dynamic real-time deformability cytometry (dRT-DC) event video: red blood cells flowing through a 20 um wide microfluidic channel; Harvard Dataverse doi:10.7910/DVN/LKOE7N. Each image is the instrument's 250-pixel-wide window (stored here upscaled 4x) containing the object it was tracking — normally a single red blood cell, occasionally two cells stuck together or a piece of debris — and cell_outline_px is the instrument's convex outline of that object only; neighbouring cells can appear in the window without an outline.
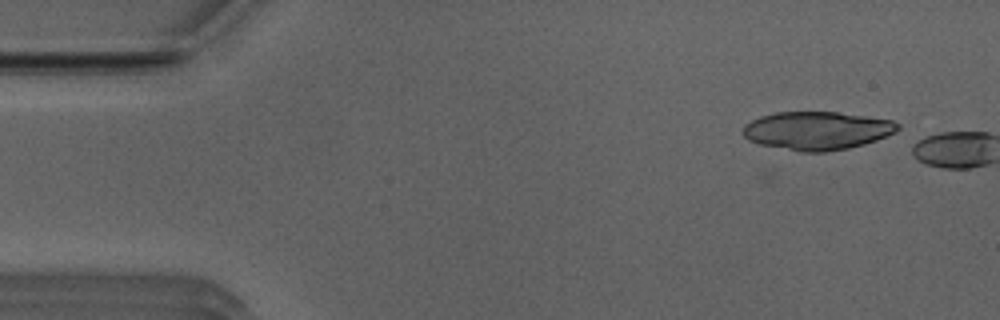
{"species": "Egyptian fruit bat (a non-hibernating species)", "species_latin": "Rousettus aegyptiacus", "temperature_condition": "room temperature", "stored_images_in_passage": 4, "camera_frame_rate_fps": 3000, "um_per_image_px": 0.085, "animal": {"sex": "male"}, "frame": {"image": 1, "passage_image": 2, "time_ms": 0.333, "image_size_px": [1000, 320], "cell_outline_px": [[900, 128], [896, 132], [876, 140], [864, 144], [848, 148], [824, 152], [800, 152], [760, 144], [748, 140], [740, 132], [744, 124], [760, 116], [776, 112], [836, 112], [892, 120], [900, 124]], "centroid_in_image_um": [69.42, 11.1], "position_along_channel_um": 15.6, "area_um2": 34.62}}